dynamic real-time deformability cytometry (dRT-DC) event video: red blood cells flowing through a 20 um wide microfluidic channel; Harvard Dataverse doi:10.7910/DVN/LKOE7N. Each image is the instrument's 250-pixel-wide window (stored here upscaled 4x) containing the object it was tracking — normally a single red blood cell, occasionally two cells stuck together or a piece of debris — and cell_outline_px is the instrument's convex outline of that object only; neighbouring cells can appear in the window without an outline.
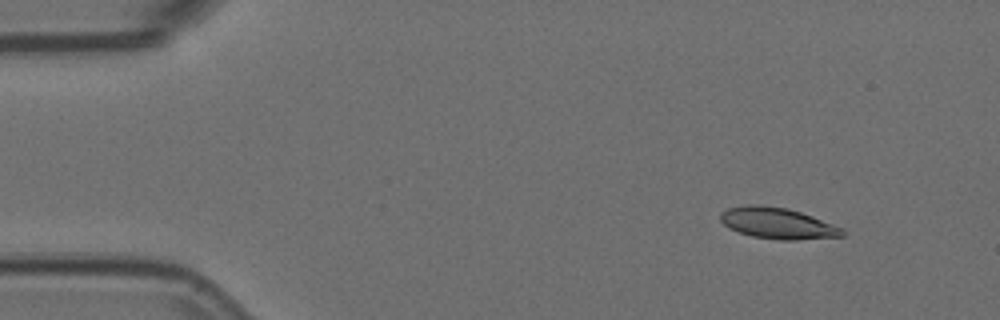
{"species": "Egyptian fruit bat (a non-hibernating species)", "species_latin": "Rousettus aegyptiacus", "temperature_condition": "room temperature", "stored_images_in_passage": 5, "camera_frame_rate_fps": 3000, "um_per_image_px": 0.085, "animal": {"sex": "female"}, "frame": {"image": 1, "passage_image": 2, "time_ms": 0.333, "image_size_px": [1000, 320], "cell_outline_px": [[844, 236], [796, 240], [780, 240], [752, 236], [728, 228], [720, 220], [720, 212], [728, 208], [748, 204], [760, 204], [788, 208], [812, 216], [840, 228], [844, 232]], "centroid_in_image_um": [66.04, 18.97], "position_along_channel_um": 19.0, "area_um2": 22.02}}
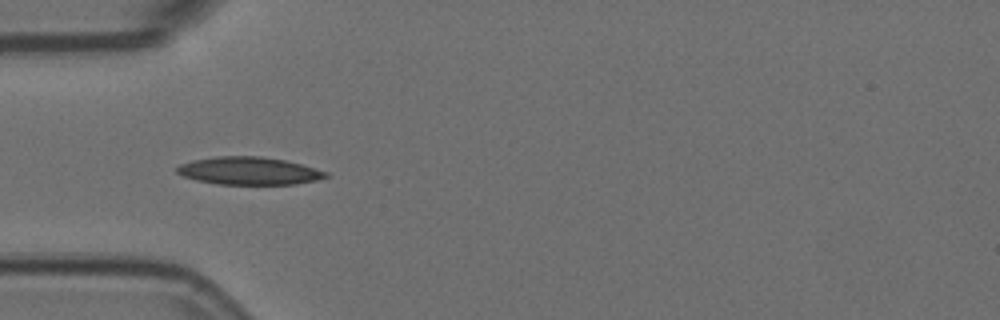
{"frame": {"image": 2, "passage_image": 5, "time_ms": 1.333, "image_size_px": [1000, 320], "cell_outline_px": [[328, 176], [316, 180], [296, 184], [216, 184], [196, 180], [184, 176], [176, 172], [176, 168], [180, 164], [192, 160], [216, 156], [260, 156], [284, 160], [300, 164], [328, 172]], "centroid_in_image_um": [21.13, 14.52], "position_along_channel_um": 63.9, "area_um2": 23.93}}